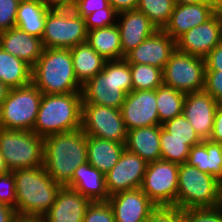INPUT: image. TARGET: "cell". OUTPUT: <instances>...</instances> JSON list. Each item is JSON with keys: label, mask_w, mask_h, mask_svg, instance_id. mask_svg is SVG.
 Masks as SVG:
<instances>
[{"label": "cell", "mask_w": 222, "mask_h": 222, "mask_svg": "<svg viewBox=\"0 0 222 222\" xmlns=\"http://www.w3.org/2000/svg\"><path fill=\"white\" fill-rule=\"evenodd\" d=\"M87 135L82 129L44 138V168L59 185L66 186L74 171L87 162Z\"/></svg>", "instance_id": "cell-1"}, {"label": "cell", "mask_w": 222, "mask_h": 222, "mask_svg": "<svg viewBox=\"0 0 222 222\" xmlns=\"http://www.w3.org/2000/svg\"><path fill=\"white\" fill-rule=\"evenodd\" d=\"M18 216L43 217L53 206L61 187L46 172L44 166L13 171Z\"/></svg>", "instance_id": "cell-2"}, {"label": "cell", "mask_w": 222, "mask_h": 222, "mask_svg": "<svg viewBox=\"0 0 222 222\" xmlns=\"http://www.w3.org/2000/svg\"><path fill=\"white\" fill-rule=\"evenodd\" d=\"M131 91L129 63L125 59L105 61L102 71L82 85V104L120 109Z\"/></svg>", "instance_id": "cell-3"}, {"label": "cell", "mask_w": 222, "mask_h": 222, "mask_svg": "<svg viewBox=\"0 0 222 222\" xmlns=\"http://www.w3.org/2000/svg\"><path fill=\"white\" fill-rule=\"evenodd\" d=\"M32 83L42 94L81 92L70 49L44 48L32 67Z\"/></svg>", "instance_id": "cell-4"}, {"label": "cell", "mask_w": 222, "mask_h": 222, "mask_svg": "<svg viewBox=\"0 0 222 222\" xmlns=\"http://www.w3.org/2000/svg\"><path fill=\"white\" fill-rule=\"evenodd\" d=\"M82 94H43L33 132L40 137L81 128Z\"/></svg>", "instance_id": "cell-5"}, {"label": "cell", "mask_w": 222, "mask_h": 222, "mask_svg": "<svg viewBox=\"0 0 222 222\" xmlns=\"http://www.w3.org/2000/svg\"><path fill=\"white\" fill-rule=\"evenodd\" d=\"M222 205V183L187 163L179 164L177 208L201 209Z\"/></svg>", "instance_id": "cell-6"}, {"label": "cell", "mask_w": 222, "mask_h": 222, "mask_svg": "<svg viewBox=\"0 0 222 222\" xmlns=\"http://www.w3.org/2000/svg\"><path fill=\"white\" fill-rule=\"evenodd\" d=\"M0 150L8 171L44 165V137L33 131L0 128Z\"/></svg>", "instance_id": "cell-7"}, {"label": "cell", "mask_w": 222, "mask_h": 222, "mask_svg": "<svg viewBox=\"0 0 222 222\" xmlns=\"http://www.w3.org/2000/svg\"><path fill=\"white\" fill-rule=\"evenodd\" d=\"M42 95L32 82L10 89L0 106V128L32 131Z\"/></svg>", "instance_id": "cell-8"}, {"label": "cell", "mask_w": 222, "mask_h": 222, "mask_svg": "<svg viewBox=\"0 0 222 222\" xmlns=\"http://www.w3.org/2000/svg\"><path fill=\"white\" fill-rule=\"evenodd\" d=\"M44 48L71 49L87 41L85 20L73 9H50L45 21Z\"/></svg>", "instance_id": "cell-9"}, {"label": "cell", "mask_w": 222, "mask_h": 222, "mask_svg": "<svg viewBox=\"0 0 222 222\" xmlns=\"http://www.w3.org/2000/svg\"><path fill=\"white\" fill-rule=\"evenodd\" d=\"M205 70L203 58L176 49L163 69V85L186 94L204 90Z\"/></svg>", "instance_id": "cell-10"}, {"label": "cell", "mask_w": 222, "mask_h": 222, "mask_svg": "<svg viewBox=\"0 0 222 222\" xmlns=\"http://www.w3.org/2000/svg\"><path fill=\"white\" fill-rule=\"evenodd\" d=\"M178 171L173 162L148 163L140 189L156 206L177 208Z\"/></svg>", "instance_id": "cell-11"}, {"label": "cell", "mask_w": 222, "mask_h": 222, "mask_svg": "<svg viewBox=\"0 0 222 222\" xmlns=\"http://www.w3.org/2000/svg\"><path fill=\"white\" fill-rule=\"evenodd\" d=\"M81 129L87 136L126 143L127 130L120 109L82 104Z\"/></svg>", "instance_id": "cell-12"}, {"label": "cell", "mask_w": 222, "mask_h": 222, "mask_svg": "<svg viewBox=\"0 0 222 222\" xmlns=\"http://www.w3.org/2000/svg\"><path fill=\"white\" fill-rule=\"evenodd\" d=\"M222 41V14L218 10L209 20L180 36L176 49L192 56L205 58Z\"/></svg>", "instance_id": "cell-13"}, {"label": "cell", "mask_w": 222, "mask_h": 222, "mask_svg": "<svg viewBox=\"0 0 222 222\" xmlns=\"http://www.w3.org/2000/svg\"><path fill=\"white\" fill-rule=\"evenodd\" d=\"M120 111L127 131L159 125L156 90H132Z\"/></svg>", "instance_id": "cell-14"}, {"label": "cell", "mask_w": 222, "mask_h": 222, "mask_svg": "<svg viewBox=\"0 0 222 222\" xmlns=\"http://www.w3.org/2000/svg\"><path fill=\"white\" fill-rule=\"evenodd\" d=\"M147 162L126 148L117 164L105 175L109 196L141 187Z\"/></svg>", "instance_id": "cell-15"}, {"label": "cell", "mask_w": 222, "mask_h": 222, "mask_svg": "<svg viewBox=\"0 0 222 222\" xmlns=\"http://www.w3.org/2000/svg\"><path fill=\"white\" fill-rule=\"evenodd\" d=\"M107 202L116 222H146L158 208L140 188L111 195Z\"/></svg>", "instance_id": "cell-16"}, {"label": "cell", "mask_w": 222, "mask_h": 222, "mask_svg": "<svg viewBox=\"0 0 222 222\" xmlns=\"http://www.w3.org/2000/svg\"><path fill=\"white\" fill-rule=\"evenodd\" d=\"M219 103L205 90L187 93L182 114L191 123L199 138L209 140Z\"/></svg>", "instance_id": "cell-17"}, {"label": "cell", "mask_w": 222, "mask_h": 222, "mask_svg": "<svg viewBox=\"0 0 222 222\" xmlns=\"http://www.w3.org/2000/svg\"><path fill=\"white\" fill-rule=\"evenodd\" d=\"M175 50L176 41L162 29H158L135 49L130 51L124 59L129 64H148L164 69Z\"/></svg>", "instance_id": "cell-18"}, {"label": "cell", "mask_w": 222, "mask_h": 222, "mask_svg": "<svg viewBox=\"0 0 222 222\" xmlns=\"http://www.w3.org/2000/svg\"><path fill=\"white\" fill-rule=\"evenodd\" d=\"M218 10L219 4L216 1L175 5L169 22L162 30L176 41L188 30L205 23Z\"/></svg>", "instance_id": "cell-19"}, {"label": "cell", "mask_w": 222, "mask_h": 222, "mask_svg": "<svg viewBox=\"0 0 222 222\" xmlns=\"http://www.w3.org/2000/svg\"><path fill=\"white\" fill-rule=\"evenodd\" d=\"M116 24L120 33L123 59L158 30L149 18L137 9L118 13Z\"/></svg>", "instance_id": "cell-20"}, {"label": "cell", "mask_w": 222, "mask_h": 222, "mask_svg": "<svg viewBox=\"0 0 222 222\" xmlns=\"http://www.w3.org/2000/svg\"><path fill=\"white\" fill-rule=\"evenodd\" d=\"M90 204L91 201L76 190L61 186L55 203L42 218L44 222H83Z\"/></svg>", "instance_id": "cell-21"}, {"label": "cell", "mask_w": 222, "mask_h": 222, "mask_svg": "<svg viewBox=\"0 0 222 222\" xmlns=\"http://www.w3.org/2000/svg\"><path fill=\"white\" fill-rule=\"evenodd\" d=\"M0 47L11 55L22 59L31 67L36 64L44 49L41 38L28 34L17 27L0 32Z\"/></svg>", "instance_id": "cell-22"}, {"label": "cell", "mask_w": 222, "mask_h": 222, "mask_svg": "<svg viewBox=\"0 0 222 222\" xmlns=\"http://www.w3.org/2000/svg\"><path fill=\"white\" fill-rule=\"evenodd\" d=\"M66 186L76 190L91 202H107L110 197L106 188L105 175L91 166L88 161L74 171Z\"/></svg>", "instance_id": "cell-23"}, {"label": "cell", "mask_w": 222, "mask_h": 222, "mask_svg": "<svg viewBox=\"0 0 222 222\" xmlns=\"http://www.w3.org/2000/svg\"><path fill=\"white\" fill-rule=\"evenodd\" d=\"M125 148L147 163L161 160L160 125L127 131Z\"/></svg>", "instance_id": "cell-24"}, {"label": "cell", "mask_w": 222, "mask_h": 222, "mask_svg": "<svg viewBox=\"0 0 222 222\" xmlns=\"http://www.w3.org/2000/svg\"><path fill=\"white\" fill-rule=\"evenodd\" d=\"M125 143L87 136V161L106 175L119 161Z\"/></svg>", "instance_id": "cell-25"}, {"label": "cell", "mask_w": 222, "mask_h": 222, "mask_svg": "<svg viewBox=\"0 0 222 222\" xmlns=\"http://www.w3.org/2000/svg\"><path fill=\"white\" fill-rule=\"evenodd\" d=\"M186 163L222 183V145L203 140L190 148Z\"/></svg>", "instance_id": "cell-26"}, {"label": "cell", "mask_w": 222, "mask_h": 222, "mask_svg": "<svg viewBox=\"0 0 222 222\" xmlns=\"http://www.w3.org/2000/svg\"><path fill=\"white\" fill-rule=\"evenodd\" d=\"M49 10L50 8L41 0H21L17 10L15 27L42 38Z\"/></svg>", "instance_id": "cell-27"}, {"label": "cell", "mask_w": 222, "mask_h": 222, "mask_svg": "<svg viewBox=\"0 0 222 222\" xmlns=\"http://www.w3.org/2000/svg\"><path fill=\"white\" fill-rule=\"evenodd\" d=\"M70 52L74 72L81 86L102 71L106 60L87 42L72 47Z\"/></svg>", "instance_id": "cell-28"}, {"label": "cell", "mask_w": 222, "mask_h": 222, "mask_svg": "<svg viewBox=\"0 0 222 222\" xmlns=\"http://www.w3.org/2000/svg\"><path fill=\"white\" fill-rule=\"evenodd\" d=\"M86 42L106 61L123 59L117 24L87 31Z\"/></svg>", "instance_id": "cell-29"}, {"label": "cell", "mask_w": 222, "mask_h": 222, "mask_svg": "<svg viewBox=\"0 0 222 222\" xmlns=\"http://www.w3.org/2000/svg\"><path fill=\"white\" fill-rule=\"evenodd\" d=\"M0 80L10 89L32 82V67L0 47Z\"/></svg>", "instance_id": "cell-30"}, {"label": "cell", "mask_w": 222, "mask_h": 222, "mask_svg": "<svg viewBox=\"0 0 222 222\" xmlns=\"http://www.w3.org/2000/svg\"><path fill=\"white\" fill-rule=\"evenodd\" d=\"M186 93L161 85L156 89L159 125L182 114Z\"/></svg>", "instance_id": "cell-31"}, {"label": "cell", "mask_w": 222, "mask_h": 222, "mask_svg": "<svg viewBox=\"0 0 222 222\" xmlns=\"http://www.w3.org/2000/svg\"><path fill=\"white\" fill-rule=\"evenodd\" d=\"M132 90H156L163 85V69L148 64H129Z\"/></svg>", "instance_id": "cell-32"}, {"label": "cell", "mask_w": 222, "mask_h": 222, "mask_svg": "<svg viewBox=\"0 0 222 222\" xmlns=\"http://www.w3.org/2000/svg\"><path fill=\"white\" fill-rule=\"evenodd\" d=\"M174 7V0H139L136 9L143 12L158 29H163Z\"/></svg>", "instance_id": "cell-33"}, {"label": "cell", "mask_w": 222, "mask_h": 222, "mask_svg": "<svg viewBox=\"0 0 222 222\" xmlns=\"http://www.w3.org/2000/svg\"><path fill=\"white\" fill-rule=\"evenodd\" d=\"M161 160L176 164L186 163L190 146L188 140L166 138V130L160 125Z\"/></svg>", "instance_id": "cell-34"}, {"label": "cell", "mask_w": 222, "mask_h": 222, "mask_svg": "<svg viewBox=\"0 0 222 222\" xmlns=\"http://www.w3.org/2000/svg\"><path fill=\"white\" fill-rule=\"evenodd\" d=\"M166 130V138H175L178 140H188L190 147L202 142L191 123L183 116V114L162 124Z\"/></svg>", "instance_id": "cell-35"}, {"label": "cell", "mask_w": 222, "mask_h": 222, "mask_svg": "<svg viewBox=\"0 0 222 222\" xmlns=\"http://www.w3.org/2000/svg\"><path fill=\"white\" fill-rule=\"evenodd\" d=\"M118 12L109 5L103 11H95L84 17L87 31L98 28H105L117 23Z\"/></svg>", "instance_id": "cell-36"}, {"label": "cell", "mask_w": 222, "mask_h": 222, "mask_svg": "<svg viewBox=\"0 0 222 222\" xmlns=\"http://www.w3.org/2000/svg\"><path fill=\"white\" fill-rule=\"evenodd\" d=\"M183 222H222V205L215 208L182 210Z\"/></svg>", "instance_id": "cell-37"}, {"label": "cell", "mask_w": 222, "mask_h": 222, "mask_svg": "<svg viewBox=\"0 0 222 222\" xmlns=\"http://www.w3.org/2000/svg\"><path fill=\"white\" fill-rule=\"evenodd\" d=\"M83 222H116L108 202H91Z\"/></svg>", "instance_id": "cell-38"}, {"label": "cell", "mask_w": 222, "mask_h": 222, "mask_svg": "<svg viewBox=\"0 0 222 222\" xmlns=\"http://www.w3.org/2000/svg\"><path fill=\"white\" fill-rule=\"evenodd\" d=\"M0 203L16 210V187L13 171L0 174Z\"/></svg>", "instance_id": "cell-39"}, {"label": "cell", "mask_w": 222, "mask_h": 222, "mask_svg": "<svg viewBox=\"0 0 222 222\" xmlns=\"http://www.w3.org/2000/svg\"><path fill=\"white\" fill-rule=\"evenodd\" d=\"M21 0H0V32L16 26L17 10Z\"/></svg>", "instance_id": "cell-40"}, {"label": "cell", "mask_w": 222, "mask_h": 222, "mask_svg": "<svg viewBox=\"0 0 222 222\" xmlns=\"http://www.w3.org/2000/svg\"><path fill=\"white\" fill-rule=\"evenodd\" d=\"M204 90L218 103H222V71L205 70Z\"/></svg>", "instance_id": "cell-41"}, {"label": "cell", "mask_w": 222, "mask_h": 222, "mask_svg": "<svg viewBox=\"0 0 222 222\" xmlns=\"http://www.w3.org/2000/svg\"><path fill=\"white\" fill-rule=\"evenodd\" d=\"M146 222H183L182 210L175 207H158Z\"/></svg>", "instance_id": "cell-42"}, {"label": "cell", "mask_w": 222, "mask_h": 222, "mask_svg": "<svg viewBox=\"0 0 222 222\" xmlns=\"http://www.w3.org/2000/svg\"><path fill=\"white\" fill-rule=\"evenodd\" d=\"M109 5L108 0H77L72 9L84 18L97 10L103 11V8H107Z\"/></svg>", "instance_id": "cell-43"}, {"label": "cell", "mask_w": 222, "mask_h": 222, "mask_svg": "<svg viewBox=\"0 0 222 222\" xmlns=\"http://www.w3.org/2000/svg\"><path fill=\"white\" fill-rule=\"evenodd\" d=\"M206 70L222 71V41L204 58Z\"/></svg>", "instance_id": "cell-44"}, {"label": "cell", "mask_w": 222, "mask_h": 222, "mask_svg": "<svg viewBox=\"0 0 222 222\" xmlns=\"http://www.w3.org/2000/svg\"><path fill=\"white\" fill-rule=\"evenodd\" d=\"M209 140L222 145V103H219L216 109L213 131Z\"/></svg>", "instance_id": "cell-45"}, {"label": "cell", "mask_w": 222, "mask_h": 222, "mask_svg": "<svg viewBox=\"0 0 222 222\" xmlns=\"http://www.w3.org/2000/svg\"><path fill=\"white\" fill-rule=\"evenodd\" d=\"M109 4L118 12L134 10L139 0H108Z\"/></svg>", "instance_id": "cell-46"}, {"label": "cell", "mask_w": 222, "mask_h": 222, "mask_svg": "<svg viewBox=\"0 0 222 222\" xmlns=\"http://www.w3.org/2000/svg\"><path fill=\"white\" fill-rule=\"evenodd\" d=\"M50 9H72L77 0H41Z\"/></svg>", "instance_id": "cell-47"}, {"label": "cell", "mask_w": 222, "mask_h": 222, "mask_svg": "<svg viewBox=\"0 0 222 222\" xmlns=\"http://www.w3.org/2000/svg\"><path fill=\"white\" fill-rule=\"evenodd\" d=\"M17 216L14 208L0 203V222H14Z\"/></svg>", "instance_id": "cell-48"}, {"label": "cell", "mask_w": 222, "mask_h": 222, "mask_svg": "<svg viewBox=\"0 0 222 222\" xmlns=\"http://www.w3.org/2000/svg\"><path fill=\"white\" fill-rule=\"evenodd\" d=\"M14 222H44L42 217L17 216Z\"/></svg>", "instance_id": "cell-49"}, {"label": "cell", "mask_w": 222, "mask_h": 222, "mask_svg": "<svg viewBox=\"0 0 222 222\" xmlns=\"http://www.w3.org/2000/svg\"><path fill=\"white\" fill-rule=\"evenodd\" d=\"M10 88L0 80V106L8 95Z\"/></svg>", "instance_id": "cell-50"}, {"label": "cell", "mask_w": 222, "mask_h": 222, "mask_svg": "<svg viewBox=\"0 0 222 222\" xmlns=\"http://www.w3.org/2000/svg\"><path fill=\"white\" fill-rule=\"evenodd\" d=\"M208 1H214V0H174L175 5H180V4H199V3H206Z\"/></svg>", "instance_id": "cell-51"}, {"label": "cell", "mask_w": 222, "mask_h": 222, "mask_svg": "<svg viewBox=\"0 0 222 222\" xmlns=\"http://www.w3.org/2000/svg\"><path fill=\"white\" fill-rule=\"evenodd\" d=\"M6 172H8V168L6 167V164L4 162L3 154L0 150V174H4Z\"/></svg>", "instance_id": "cell-52"}, {"label": "cell", "mask_w": 222, "mask_h": 222, "mask_svg": "<svg viewBox=\"0 0 222 222\" xmlns=\"http://www.w3.org/2000/svg\"><path fill=\"white\" fill-rule=\"evenodd\" d=\"M219 11L221 12V14H222V2L221 3H219Z\"/></svg>", "instance_id": "cell-53"}, {"label": "cell", "mask_w": 222, "mask_h": 222, "mask_svg": "<svg viewBox=\"0 0 222 222\" xmlns=\"http://www.w3.org/2000/svg\"><path fill=\"white\" fill-rule=\"evenodd\" d=\"M214 1H216L218 4L222 2V0H214Z\"/></svg>", "instance_id": "cell-54"}]
</instances>
